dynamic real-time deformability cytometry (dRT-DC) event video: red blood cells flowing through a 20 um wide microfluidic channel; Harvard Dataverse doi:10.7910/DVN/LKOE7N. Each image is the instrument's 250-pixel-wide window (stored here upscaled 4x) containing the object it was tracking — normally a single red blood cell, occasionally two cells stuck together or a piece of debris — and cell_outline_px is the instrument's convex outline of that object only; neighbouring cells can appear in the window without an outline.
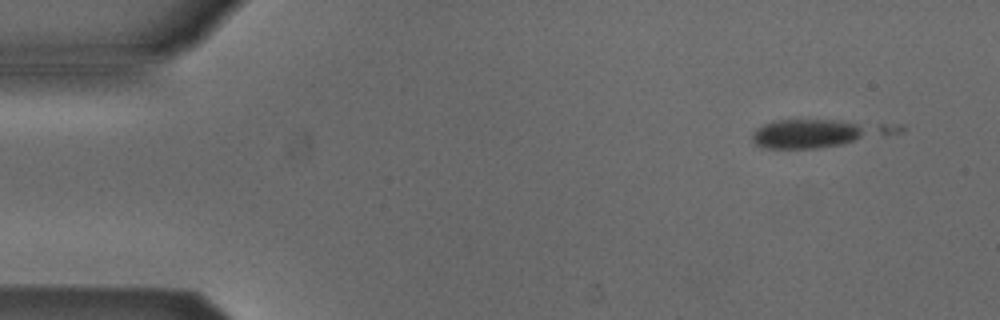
{"species": "Egyptian fruit bat (a non-hibernating species)", "species_latin": "Rousettus aegyptiacus", "temperature_condition": "cold", "stored_images_in_passage": 6, "camera_frame_rate_fps": 3000, "um_per_image_px": 0.085, "animal": {"sex": "male"}, "frame": {"image": 1, "passage_image": 1, "time_ms": 0.0, "image_size_px": [1000, 320], "cell_outline_px": [[904, 132], [844, 144], [820, 148], [768, 148], [756, 144], [752, 140], [752, 136], [756, 128], [764, 124], [776, 120], [836, 120], [904, 124]], "centroid_in_image_um": [69.68, 11.31], "position_along_channel_um": 15.3, "area_um2": 23.87}}